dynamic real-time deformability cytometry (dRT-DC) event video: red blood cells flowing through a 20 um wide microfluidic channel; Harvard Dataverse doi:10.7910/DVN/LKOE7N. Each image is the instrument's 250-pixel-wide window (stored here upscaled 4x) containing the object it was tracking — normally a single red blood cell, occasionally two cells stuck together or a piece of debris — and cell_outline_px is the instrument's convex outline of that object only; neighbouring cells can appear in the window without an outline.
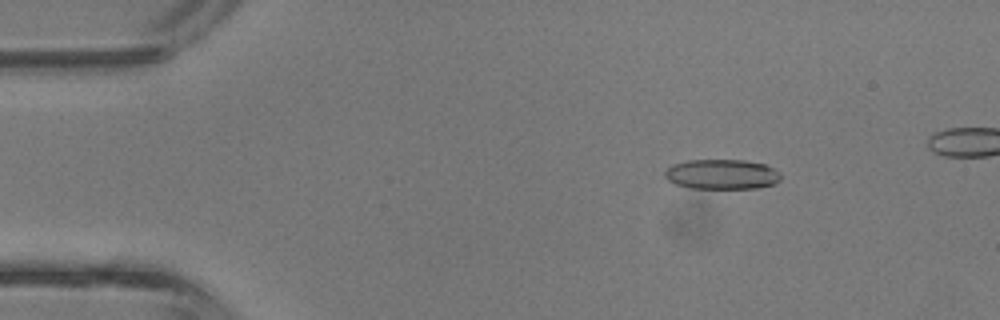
{"species": "common noctule bat (a hibernating species)", "species_latin": "Nyctalus noctula", "temperature_condition": "room temperature", "stored_images_in_passage": 13, "camera_frame_rate_fps": 3000, "um_per_image_px": 0.085, "animal": {"sex": "male", "body_mass_g": 13.3}, "frame": {"image": 1, "passage_image": 1, "time_ms": 0.0, "image_size_px": [1000, 320], "cell_outline_px": [[780, 180], [776, 184], [756, 188], [692, 188], [676, 184], [668, 180], [664, 176], [664, 172], [672, 164], [688, 160], [744, 160], [764, 164], [780, 172]], "centroid_in_image_um": [61.36, 14.81], "position_along_channel_um": 23.6, "area_um2": 20.23}}
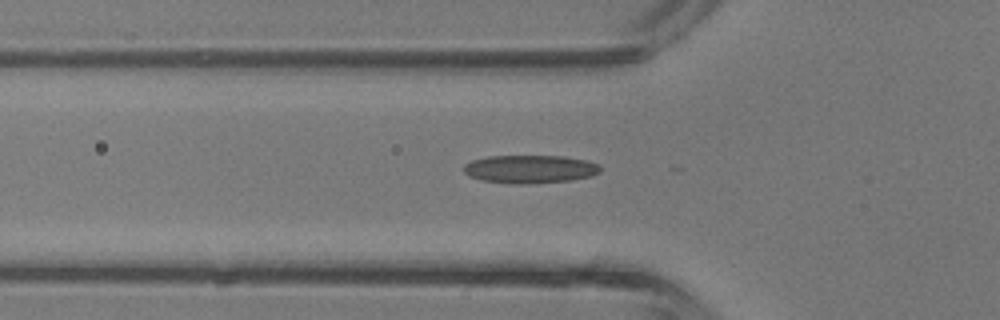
{"frame": {"image": 2, "passage_image": 9, "time_ms": 2.667, "image_size_px": [1000, 320], "cell_outline_px": [[600, 172], [592, 176], [572, 180], [528, 184], [512, 184], [480, 180], [468, 176], [464, 172], [464, 164], [472, 160], [488, 156], [564, 156], [588, 160], [600, 164]], "centroid_in_image_um": [45.06, 14.38], "position_along_channel_um": 80.7, "area_um2": 22.72}}
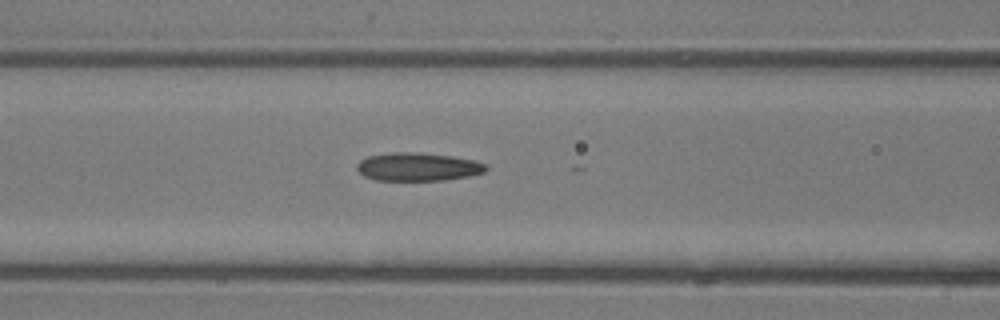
{"frame": {"image": 3, "passage_image": 12, "time_ms": 3.667, "image_size_px": [1000, 320], "cell_outline_px": [[488, 168], [484, 172], [468, 176], [444, 180], [376, 180], [364, 176], [356, 168], [356, 164], [360, 160], [368, 156], [392, 152], [416, 152], [452, 156], [472, 160], [484, 164]], "centroid_in_image_um": [35.48, 14.18], "position_along_channel_um": 131.1, "area_um2": 21.1}}